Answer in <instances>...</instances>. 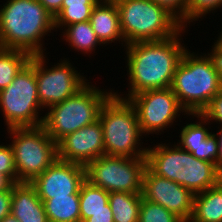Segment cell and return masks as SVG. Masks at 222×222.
Instances as JSON below:
<instances>
[{
  "mask_svg": "<svg viewBox=\"0 0 222 222\" xmlns=\"http://www.w3.org/2000/svg\"><path fill=\"white\" fill-rule=\"evenodd\" d=\"M185 29L187 28L182 27L167 39L126 45L124 50L126 49V71L130 89H127V96L123 93L119 94L118 91L113 94L128 100L143 91L169 88L177 66L187 49L181 41L182 34L186 32Z\"/></svg>",
  "mask_w": 222,
  "mask_h": 222,
  "instance_id": "obj_1",
  "label": "cell"
},
{
  "mask_svg": "<svg viewBox=\"0 0 222 222\" xmlns=\"http://www.w3.org/2000/svg\"><path fill=\"white\" fill-rule=\"evenodd\" d=\"M51 30L55 19L38 0H7L0 8L1 48L46 54L43 39Z\"/></svg>",
  "mask_w": 222,
  "mask_h": 222,
  "instance_id": "obj_2",
  "label": "cell"
},
{
  "mask_svg": "<svg viewBox=\"0 0 222 222\" xmlns=\"http://www.w3.org/2000/svg\"><path fill=\"white\" fill-rule=\"evenodd\" d=\"M170 143L147 147V167L154 174L180 184L194 195L222 180V173L214 163L197 159L176 142L173 146Z\"/></svg>",
  "mask_w": 222,
  "mask_h": 222,
  "instance_id": "obj_3",
  "label": "cell"
},
{
  "mask_svg": "<svg viewBox=\"0 0 222 222\" xmlns=\"http://www.w3.org/2000/svg\"><path fill=\"white\" fill-rule=\"evenodd\" d=\"M170 88L187 114L202 113L221 91L218 72L206 52L199 55L188 49L177 66Z\"/></svg>",
  "mask_w": 222,
  "mask_h": 222,
  "instance_id": "obj_4",
  "label": "cell"
},
{
  "mask_svg": "<svg viewBox=\"0 0 222 222\" xmlns=\"http://www.w3.org/2000/svg\"><path fill=\"white\" fill-rule=\"evenodd\" d=\"M98 120L103 128L105 155L127 158L146 156L147 147L141 146L144 134L140 130L135 107L129 100L112 94L102 105Z\"/></svg>",
  "mask_w": 222,
  "mask_h": 222,
  "instance_id": "obj_5",
  "label": "cell"
},
{
  "mask_svg": "<svg viewBox=\"0 0 222 222\" xmlns=\"http://www.w3.org/2000/svg\"><path fill=\"white\" fill-rule=\"evenodd\" d=\"M87 82L74 95L47 109L43 126L57 144L67 135L98 120L102 105L115 90Z\"/></svg>",
  "mask_w": 222,
  "mask_h": 222,
  "instance_id": "obj_6",
  "label": "cell"
},
{
  "mask_svg": "<svg viewBox=\"0 0 222 222\" xmlns=\"http://www.w3.org/2000/svg\"><path fill=\"white\" fill-rule=\"evenodd\" d=\"M126 45L175 35L183 26L151 0H114Z\"/></svg>",
  "mask_w": 222,
  "mask_h": 222,
  "instance_id": "obj_7",
  "label": "cell"
},
{
  "mask_svg": "<svg viewBox=\"0 0 222 222\" xmlns=\"http://www.w3.org/2000/svg\"><path fill=\"white\" fill-rule=\"evenodd\" d=\"M19 182L31 183L58 159V144L43 125L7 129Z\"/></svg>",
  "mask_w": 222,
  "mask_h": 222,
  "instance_id": "obj_8",
  "label": "cell"
},
{
  "mask_svg": "<svg viewBox=\"0 0 222 222\" xmlns=\"http://www.w3.org/2000/svg\"><path fill=\"white\" fill-rule=\"evenodd\" d=\"M0 108L7 129L43 125L44 115H41L45 110L39 102L35 69L29 62L11 84L0 91Z\"/></svg>",
  "mask_w": 222,
  "mask_h": 222,
  "instance_id": "obj_9",
  "label": "cell"
},
{
  "mask_svg": "<svg viewBox=\"0 0 222 222\" xmlns=\"http://www.w3.org/2000/svg\"><path fill=\"white\" fill-rule=\"evenodd\" d=\"M146 157L127 158L103 155L85 166L86 180L110 192L142 193Z\"/></svg>",
  "mask_w": 222,
  "mask_h": 222,
  "instance_id": "obj_10",
  "label": "cell"
},
{
  "mask_svg": "<svg viewBox=\"0 0 222 222\" xmlns=\"http://www.w3.org/2000/svg\"><path fill=\"white\" fill-rule=\"evenodd\" d=\"M46 57L44 54L35 55L29 60L36 72L39 102L45 110L71 97L90 81L76 70L69 59H60L61 62L48 68Z\"/></svg>",
  "mask_w": 222,
  "mask_h": 222,
  "instance_id": "obj_11",
  "label": "cell"
},
{
  "mask_svg": "<svg viewBox=\"0 0 222 222\" xmlns=\"http://www.w3.org/2000/svg\"><path fill=\"white\" fill-rule=\"evenodd\" d=\"M128 100L135 107L140 130L145 137L149 134L161 135L163 130L173 126L180 117L179 113L187 114L170 87L143 91Z\"/></svg>",
  "mask_w": 222,
  "mask_h": 222,
  "instance_id": "obj_12",
  "label": "cell"
},
{
  "mask_svg": "<svg viewBox=\"0 0 222 222\" xmlns=\"http://www.w3.org/2000/svg\"><path fill=\"white\" fill-rule=\"evenodd\" d=\"M142 198L163 206L184 222L193 214L194 194L185 187L145 169L142 184Z\"/></svg>",
  "mask_w": 222,
  "mask_h": 222,
  "instance_id": "obj_13",
  "label": "cell"
},
{
  "mask_svg": "<svg viewBox=\"0 0 222 222\" xmlns=\"http://www.w3.org/2000/svg\"><path fill=\"white\" fill-rule=\"evenodd\" d=\"M86 180L85 166L57 159L31 184L39 198L47 199L80 193L81 184Z\"/></svg>",
  "mask_w": 222,
  "mask_h": 222,
  "instance_id": "obj_14",
  "label": "cell"
},
{
  "mask_svg": "<svg viewBox=\"0 0 222 222\" xmlns=\"http://www.w3.org/2000/svg\"><path fill=\"white\" fill-rule=\"evenodd\" d=\"M103 128L99 120L72 132L58 143V159L86 166L105 155Z\"/></svg>",
  "mask_w": 222,
  "mask_h": 222,
  "instance_id": "obj_15",
  "label": "cell"
},
{
  "mask_svg": "<svg viewBox=\"0 0 222 222\" xmlns=\"http://www.w3.org/2000/svg\"><path fill=\"white\" fill-rule=\"evenodd\" d=\"M90 23L103 46L117 41L122 42L121 46H126L120 27L117 4L114 0H100L92 9Z\"/></svg>",
  "mask_w": 222,
  "mask_h": 222,
  "instance_id": "obj_16",
  "label": "cell"
},
{
  "mask_svg": "<svg viewBox=\"0 0 222 222\" xmlns=\"http://www.w3.org/2000/svg\"><path fill=\"white\" fill-rule=\"evenodd\" d=\"M11 214L19 222H49L42 200L28 182L12 185Z\"/></svg>",
  "mask_w": 222,
  "mask_h": 222,
  "instance_id": "obj_17",
  "label": "cell"
},
{
  "mask_svg": "<svg viewBox=\"0 0 222 222\" xmlns=\"http://www.w3.org/2000/svg\"><path fill=\"white\" fill-rule=\"evenodd\" d=\"M189 222H222V180L194 195L193 214Z\"/></svg>",
  "mask_w": 222,
  "mask_h": 222,
  "instance_id": "obj_18",
  "label": "cell"
},
{
  "mask_svg": "<svg viewBox=\"0 0 222 222\" xmlns=\"http://www.w3.org/2000/svg\"><path fill=\"white\" fill-rule=\"evenodd\" d=\"M43 204L49 222H80L79 194L47 199Z\"/></svg>",
  "mask_w": 222,
  "mask_h": 222,
  "instance_id": "obj_19",
  "label": "cell"
},
{
  "mask_svg": "<svg viewBox=\"0 0 222 222\" xmlns=\"http://www.w3.org/2000/svg\"><path fill=\"white\" fill-rule=\"evenodd\" d=\"M62 39L68 42L73 50L82 54H91L95 52L98 45L102 46L95 32L93 31L90 21L78 22L66 26L63 31Z\"/></svg>",
  "mask_w": 222,
  "mask_h": 222,
  "instance_id": "obj_20",
  "label": "cell"
},
{
  "mask_svg": "<svg viewBox=\"0 0 222 222\" xmlns=\"http://www.w3.org/2000/svg\"><path fill=\"white\" fill-rule=\"evenodd\" d=\"M141 193L110 192L109 204L114 222H138Z\"/></svg>",
  "mask_w": 222,
  "mask_h": 222,
  "instance_id": "obj_21",
  "label": "cell"
},
{
  "mask_svg": "<svg viewBox=\"0 0 222 222\" xmlns=\"http://www.w3.org/2000/svg\"><path fill=\"white\" fill-rule=\"evenodd\" d=\"M80 222L92 216L98 211H111L109 204V192L92 185L85 180L80 187Z\"/></svg>",
  "mask_w": 222,
  "mask_h": 222,
  "instance_id": "obj_22",
  "label": "cell"
},
{
  "mask_svg": "<svg viewBox=\"0 0 222 222\" xmlns=\"http://www.w3.org/2000/svg\"><path fill=\"white\" fill-rule=\"evenodd\" d=\"M100 0H63L61 10L54 16L55 31L74 23L90 21L93 7ZM62 28V29H61Z\"/></svg>",
  "mask_w": 222,
  "mask_h": 222,
  "instance_id": "obj_23",
  "label": "cell"
},
{
  "mask_svg": "<svg viewBox=\"0 0 222 222\" xmlns=\"http://www.w3.org/2000/svg\"><path fill=\"white\" fill-rule=\"evenodd\" d=\"M31 57L29 53L22 50L0 47V91L11 84Z\"/></svg>",
  "mask_w": 222,
  "mask_h": 222,
  "instance_id": "obj_24",
  "label": "cell"
},
{
  "mask_svg": "<svg viewBox=\"0 0 222 222\" xmlns=\"http://www.w3.org/2000/svg\"><path fill=\"white\" fill-rule=\"evenodd\" d=\"M188 116L195 118L198 120L194 122L187 123L186 125L181 126L180 135L178 139L179 146H199L202 144V141L205 140L211 132L206 126L210 125L209 121L201 114H187Z\"/></svg>",
  "mask_w": 222,
  "mask_h": 222,
  "instance_id": "obj_25",
  "label": "cell"
},
{
  "mask_svg": "<svg viewBox=\"0 0 222 222\" xmlns=\"http://www.w3.org/2000/svg\"><path fill=\"white\" fill-rule=\"evenodd\" d=\"M138 222H184L163 206L141 199Z\"/></svg>",
  "mask_w": 222,
  "mask_h": 222,
  "instance_id": "obj_26",
  "label": "cell"
},
{
  "mask_svg": "<svg viewBox=\"0 0 222 222\" xmlns=\"http://www.w3.org/2000/svg\"><path fill=\"white\" fill-rule=\"evenodd\" d=\"M211 131L210 135L202 141L199 146H180L186 151L192 153L194 157L203 161H209L216 165L218 155V141L214 132Z\"/></svg>",
  "mask_w": 222,
  "mask_h": 222,
  "instance_id": "obj_27",
  "label": "cell"
},
{
  "mask_svg": "<svg viewBox=\"0 0 222 222\" xmlns=\"http://www.w3.org/2000/svg\"><path fill=\"white\" fill-rule=\"evenodd\" d=\"M222 8V0H189L187 11V24L198 21L199 18L207 16V14Z\"/></svg>",
  "mask_w": 222,
  "mask_h": 222,
  "instance_id": "obj_28",
  "label": "cell"
},
{
  "mask_svg": "<svg viewBox=\"0 0 222 222\" xmlns=\"http://www.w3.org/2000/svg\"><path fill=\"white\" fill-rule=\"evenodd\" d=\"M0 174L5 175L13 184L18 183L13 150L10 144H0Z\"/></svg>",
  "mask_w": 222,
  "mask_h": 222,
  "instance_id": "obj_29",
  "label": "cell"
},
{
  "mask_svg": "<svg viewBox=\"0 0 222 222\" xmlns=\"http://www.w3.org/2000/svg\"><path fill=\"white\" fill-rule=\"evenodd\" d=\"M164 8L183 27H187V11L189 0H151Z\"/></svg>",
  "mask_w": 222,
  "mask_h": 222,
  "instance_id": "obj_30",
  "label": "cell"
},
{
  "mask_svg": "<svg viewBox=\"0 0 222 222\" xmlns=\"http://www.w3.org/2000/svg\"><path fill=\"white\" fill-rule=\"evenodd\" d=\"M201 114L210 123L216 122V124L222 125V90L214 96L209 105L202 111Z\"/></svg>",
  "mask_w": 222,
  "mask_h": 222,
  "instance_id": "obj_31",
  "label": "cell"
},
{
  "mask_svg": "<svg viewBox=\"0 0 222 222\" xmlns=\"http://www.w3.org/2000/svg\"><path fill=\"white\" fill-rule=\"evenodd\" d=\"M12 186L6 191H0V221L11 214Z\"/></svg>",
  "mask_w": 222,
  "mask_h": 222,
  "instance_id": "obj_32",
  "label": "cell"
},
{
  "mask_svg": "<svg viewBox=\"0 0 222 222\" xmlns=\"http://www.w3.org/2000/svg\"><path fill=\"white\" fill-rule=\"evenodd\" d=\"M207 56L210 58L214 69L218 72L219 84L222 90V53L217 51L213 46L210 53L207 52Z\"/></svg>",
  "mask_w": 222,
  "mask_h": 222,
  "instance_id": "obj_33",
  "label": "cell"
},
{
  "mask_svg": "<svg viewBox=\"0 0 222 222\" xmlns=\"http://www.w3.org/2000/svg\"><path fill=\"white\" fill-rule=\"evenodd\" d=\"M83 222H114L112 211H98Z\"/></svg>",
  "mask_w": 222,
  "mask_h": 222,
  "instance_id": "obj_34",
  "label": "cell"
},
{
  "mask_svg": "<svg viewBox=\"0 0 222 222\" xmlns=\"http://www.w3.org/2000/svg\"><path fill=\"white\" fill-rule=\"evenodd\" d=\"M53 17L61 10L63 0H38Z\"/></svg>",
  "mask_w": 222,
  "mask_h": 222,
  "instance_id": "obj_35",
  "label": "cell"
},
{
  "mask_svg": "<svg viewBox=\"0 0 222 222\" xmlns=\"http://www.w3.org/2000/svg\"><path fill=\"white\" fill-rule=\"evenodd\" d=\"M218 132L214 133L218 141V155L216 160V167L222 173V125L218 126Z\"/></svg>",
  "mask_w": 222,
  "mask_h": 222,
  "instance_id": "obj_36",
  "label": "cell"
},
{
  "mask_svg": "<svg viewBox=\"0 0 222 222\" xmlns=\"http://www.w3.org/2000/svg\"><path fill=\"white\" fill-rule=\"evenodd\" d=\"M13 183L3 174H0V191L8 190Z\"/></svg>",
  "mask_w": 222,
  "mask_h": 222,
  "instance_id": "obj_37",
  "label": "cell"
},
{
  "mask_svg": "<svg viewBox=\"0 0 222 222\" xmlns=\"http://www.w3.org/2000/svg\"><path fill=\"white\" fill-rule=\"evenodd\" d=\"M217 51L222 53V31L219 33L217 40L212 45Z\"/></svg>",
  "mask_w": 222,
  "mask_h": 222,
  "instance_id": "obj_38",
  "label": "cell"
},
{
  "mask_svg": "<svg viewBox=\"0 0 222 222\" xmlns=\"http://www.w3.org/2000/svg\"><path fill=\"white\" fill-rule=\"evenodd\" d=\"M0 222H19V221L12 214H9Z\"/></svg>",
  "mask_w": 222,
  "mask_h": 222,
  "instance_id": "obj_39",
  "label": "cell"
}]
</instances>
